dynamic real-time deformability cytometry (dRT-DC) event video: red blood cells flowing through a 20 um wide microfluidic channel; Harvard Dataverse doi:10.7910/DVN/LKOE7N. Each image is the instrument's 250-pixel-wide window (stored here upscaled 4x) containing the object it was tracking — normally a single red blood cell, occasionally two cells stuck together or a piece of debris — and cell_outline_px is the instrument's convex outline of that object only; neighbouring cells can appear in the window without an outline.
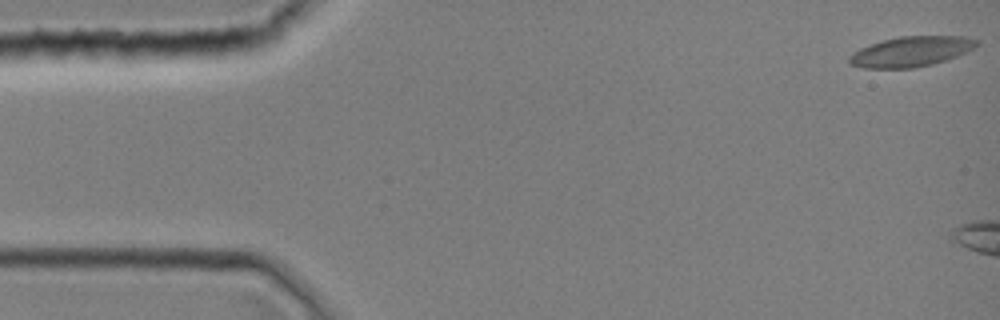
{"species": "common noctule bat (a hibernating species)", "species_latin": "Nyctalus noctula", "temperature_condition": "room temperature", "stored_images_in_passage": 5, "camera_frame_rate_fps": 3000, "um_per_image_px": 0.085, "animal": {"sex": "female", "body_mass_g": 19.0, "forearm_length_mm": 51.5}, "frame": {"image": 1, "passage_image": 1, "time_ms": 0.0, "image_size_px": [1000, 320], "cell_outline_px": [[980, 44], [956, 56], [932, 64], [912, 68], [864, 68], [848, 64], [848, 56], [852, 52], [860, 48], [884, 40], [900, 36], [964, 36], [980, 40]], "centroid_in_image_um": [77.41, 4.38], "position_along_channel_um": 7.6, "area_um2": 22.31}}